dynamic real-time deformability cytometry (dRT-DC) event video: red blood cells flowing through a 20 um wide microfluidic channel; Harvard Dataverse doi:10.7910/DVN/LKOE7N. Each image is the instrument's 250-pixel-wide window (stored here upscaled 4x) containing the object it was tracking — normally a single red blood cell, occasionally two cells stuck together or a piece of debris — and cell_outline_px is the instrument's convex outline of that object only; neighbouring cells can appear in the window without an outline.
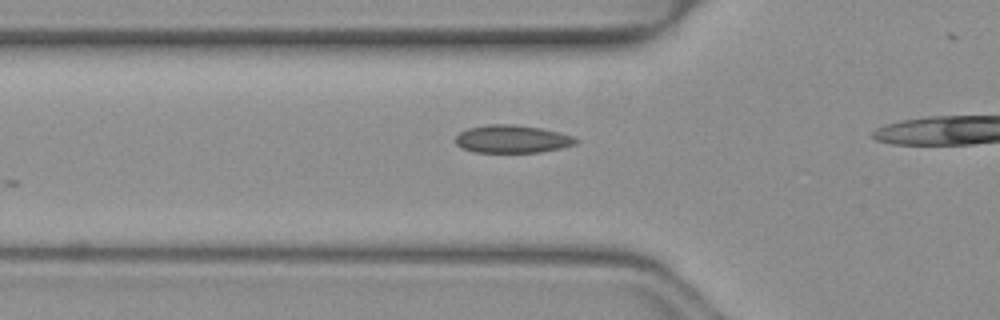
{"species": "common noctule bat (a hibernating species)", "species_latin": "Nyctalus noctula", "temperature_condition": "warm", "stored_images_in_passage": 9, "camera_frame_rate_fps": 3000, "um_per_image_px": 0.085, "animal": {"sex": "female", "body_mass_g": 19.3, "forearm_length_mm": 54.1}, "frame": {"image": 1, "passage_image": 4, "time_ms": 1.0, "image_size_px": [1000, 320], "cell_outline_px": [[580, 140], [576, 144], [560, 148], [540, 152], [476, 152], [460, 148], [456, 144], [456, 136], [460, 132], [468, 128], [488, 124], [512, 124], [540, 128], [560, 132], [572, 136]], "centroid_in_image_um": [43.53, 11.81], "position_along_channel_um": 82.3, "area_um2": 19.54}}
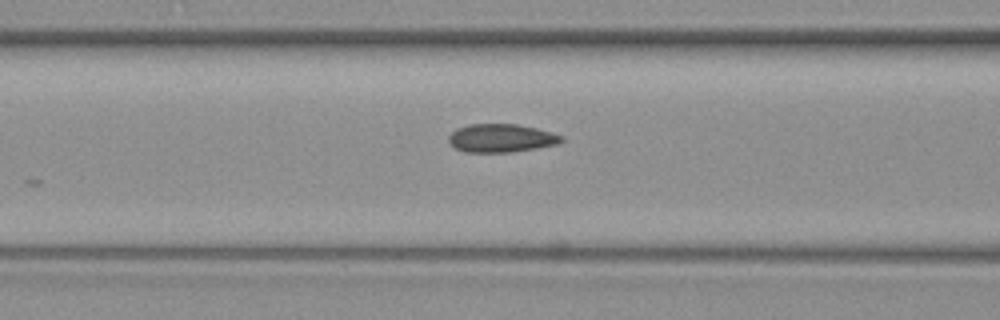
{"frame": {"image": 2, "passage_image": 7, "time_ms": 2.0, "image_size_px": [1000, 320], "cell_outline_px": [[564, 140], [560, 144], [512, 152], [464, 152], [448, 144], [448, 136], [456, 128], [468, 124], [516, 124], [536, 128], [552, 132], [564, 136]], "centroid_in_image_um": [42.6, 11.74], "position_along_channel_um": 124.0, "area_um2": 18.84}}